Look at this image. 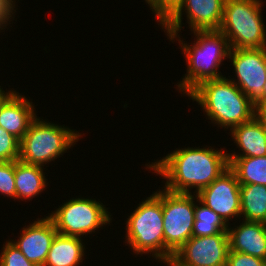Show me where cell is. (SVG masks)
Returning <instances> with one entry per match:
<instances>
[{"label":"cell","mask_w":266,"mask_h":266,"mask_svg":"<svg viewBox=\"0 0 266 266\" xmlns=\"http://www.w3.org/2000/svg\"><path fill=\"white\" fill-rule=\"evenodd\" d=\"M227 152L214 146L181 147L145 166L166 179L163 188L167 191L191 194L195 188L197 194L229 167Z\"/></svg>","instance_id":"1"},{"label":"cell","mask_w":266,"mask_h":266,"mask_svg":"<svg viewBox=\"0 0 266 266\" xmlns=\"http://www.w3.org/2000/svg\"><path fill=\"white\" fill-rule=\"evenodd\" d=\"M194 42L185 43L181 34H167L172 43L178 41L186 58L187 70L177 84L178 92L186 96L199 84L207 80L224 77L219 71L222 62L228 59L230 47L227 38L219 30L193 31ZM196 38V39H195Z\"/></svg>","instance_id":"2"},{"label":"cell","mask_w":266,"mask_h":266,"mask_svg":"<svg viewBox=\"0 0 266 266\" xmlns=\"http://www.w3.org/2000/svg\"><path fill=\"white\" fill-rule=\"evenodd\" d=\"M228 77L204 81L187 97L200 105L213 125L231 130L258 113L254 102Z\"/></svg>","instance_id":"3"},{"label":"cell","mask_w":266,"mask_h":266,"mask_svg":"<svg viewBox=\"0 0 266 266\" xmlns=\"http://www.w3.org/2000/svg\"><path fill=\"white\" fill-rule=\"evenodd\" d=\"M125 224L124 243L129 245L133 254H150L159 263L165 262L162 189L140 202Z\"/></svg>","instance_id":"4"},{"label":"cell","mask_w":266,"mask_h":266,"mask_svg":"<svg viewBox=\"0 0 266 266\" xmlns=\"http://www.w3.org/2000/svg\"><path fill=\"white\" fill-rule=\"evenodd\" d=\"M80 137L77 130L36 117L20 140L19 160L44 167L73 148Z\"/></svg>","instance_id":"5"},{"label":"cell","mask_w":266,"mask_h":266,"mask_svg":"<svg viewBox=\"0 0 266 266\" xmlns=\"http://www.w3.org/2000/svg\"><path fill=\"white\" fill-rule=\"evenodd\" d=\"M263 0H225L219 31L227 38L230 49L266 47Z\"/></svg>","instance_id":"6"},{"label":"cell","mask_w":266,"mask_h":266,"mask_svg":"<svg viewBox=\"0 0 266 266\" xmlns=\"http://www.w3.org/2000/svg\"><path fill=\"white\" fill-rule=\"evenodd\" d=\"M63 204V205H62ZM48 213L58 234L84 238L112 222L108 207L96 198H71ZM96 230V231H95Z\"/></svg>","instance_id":"7"},{"label":"cell","mask_w":266,"mask_h":266,"mask_svg":"<svg viewBox=\"0 0 266 266\" xmlns=\"http://www.w3.org/2000/svg\"><path fill=\"white\" fill-rule=\"evenodd\" d=\"M195 201V193H173L162 188L165 261L193 236Z\"/></svg>","instance_id":"8"},{"label":"cell","mask_w":266,"mask_h":266,"mask_svg":"<svg viewBox=\"0 0 266 266\" xmlns=\"http://www.w3.org/2000/svg\"><path fill=\"white\" fill-rule=\"evenodd\" d=\"M224 3L225 0H183L160 26L166 34H179L183 28L182 15H186L191 32L219 30Z\"/></svg>","instance_id":"9"},{"label":"cell","mask_w":266,"mask_h":266,"mask_svg":"<svg viewBox=\"0 0 266 266\" xmlns=\"http://www.w3.org/2000/svg\"><path fill=\"white\" fill-rule=\"evenodd\" d=\"M228 59L236 74L230 80L254 102L266 83V47L230 49Z\"/></svg>","instance_id":"10"},{"label":"cell","mask_w":266,"mask_h":266,"mask_svg":"<svg viewBox=\"0 0 266 266\" xmlns=\"http://www.w3.org/2000/svg\"><path fill=\"white\" fill-rule=\"evenodd\" d=\"M198 199L217 213L229 225V220L241 222L240 184L234 171L228 167L211 184L197 193Z\"/></svg>","instance_id":"11"},{"label":"cell","mask_w":266,"mask_h":266,"mask_svg":"<svg viewBox=\"0 0 266 266\" xmlns=\"http://www.w3.org/2000/svg\"><path fill=\"white\" fill-rule=\"evenodd\" d=\"M229 251L228 232H219L192 236L172 258L181 266H226Z\"/></svg>","instance_id":"12"},{"label":"cell","mask_w":266,"mask_h":266,"mask_svg":"<svg viewBox=\"0 0 266 266\" xmlns=\"http://www.w3.org/2000/svg\"><path fill=\"white\" fill-rule=\"evenodd\" d=\"M36 220L27 226H23L20 236L17 237L18 240H9L22 252L28 261L38 266H44L52 242L58 232L53 221L48 216L37 218Z\"/></svg>","instance_id":"13"},{"label":"cell","mask_w":266,"mask_h":266,"mask_svg":"<svg viewBox=\"0 0 266 266\" xmlns=\"http://www.w3.org/2000/svg\"><path fill=\"white\" fill-rule=\"evenodd\" d=\"M230 136L238 151H230L227 157H263L266 156V123L256 114L251 120L230 130ZM234 139V140H233ZM232 152V153H231Z\"/></svg>","instance_id":"14"},{"label":"cell","mask_w":266,"mask_h":266,"mask_svg":"<svg viewBox=\"0 0 266 266\" xmlns=\"http://www.w3.org/2000/svg\"><path fill=\"white\" fill-rule=\"evenodd\" d=\"M231 225L227 229L230 251L266 258V223L243 220L239 226Z\"/></svg>","instance_id":"15"},{"label":"cell","mask_w":266,"mask_h":266,"mask_svg":"<svg viewBox=\"0 0 266 266\" xmlns=\"http://www.w3.org/2000/svg\"><path fill=\"white\" fill-rule=\"evenodd\" d=\"M32 99L15 92L0 110V127L21 140L37 117Z\"/></svg>","instance_id":"16"},{"label":"cell","mask_w":266,"mask_h":266,"mask_svg":"<svg viewBox=\"0 0 266 266\" xmlns=\"http://www.w3.org/2000/svg\"><path fill=\"white\" fill-rule=\"evenodd\" d=\"M46 168L40 165L27 164L20 160L15 161L16 199L19 201L33 200L45 191L49 185L46 179ZM47 180V181H46Z\"/></svg>","instance_id":"17"},{"label":"cell","mask_w":266,"mask_h":266,"mask_svg":"<svg viewBox=\"0 0 266 266\" xmlns=\"http://www.w3.org/2000/svg\"><path fill=\"white\" fill-rule=\"evenodd\" d=\"M83 238L57 234L44 266H79L85 256Z\"/></svg>","instance_id":"18"},{"label":"cell","mask_w":266,"mask_h":266,"mask_svg":"<svg viewBox=\"0 0 266 266\" xmlns=\"http://www.w3.org/2000/svg\"><path fill=\"white\" fill-rule=\"evenodd\" d=\"M240 198L242 220L266 223L265 185H240Z\"/></svg>","instance_id":"19"},{"label":"cell","mask_w":266,"mask_h":266,"mask_svg":"<svg viewBox=\"0 0 266 266\" xmlns=\"http://www.w3.org/2000/svg\"><path fill=\"white\" fill-rule=\"evenodd\" d=\"M228 162L240 185L259 184L266 186V156L228 157Z\"/></svg>","instance_id":"20"},{"label":"cell","mask_w":266,"mask_h":266,"mask_svg":"<svg viewBox=\"0 0 266 266\" xmlns=\"http://www.w3.org/2000/svg\"><path fill=\"white\" fill-rule=\"evenodd\" d=\"M228 225L213 210L203 204L196 194L193 236L203 237L227 232Z\"/></svg>","instance_id":"21"},{"label":"cell","mask_w":266,"mask_h":266,"mask_svg":"<svg viewBox=\"0 0 266 266\" xmlns=\"http://www.w3.org/2000/svg\"><path fill=\"white\" fill-rule=\"evenodd\" d=\"M20 156V140L0 127V162L17 161Z\"/></svg>","instance_id":"22"},{"label":"cell","mask_w":266,"mask_h":266,"mask_svg":"<svg viewBox=\"0 0 266 266\" xmlns=\"http://www.w3.org/2000/svg\"><path fill=\"white\" fill-rule=\"evenodd\" d=\"M0 193L16 200L15 161L0 162Z\"/></svg>","instance_id":"23"},{"label":"cell","mask_w":266,"mask_h":266,"mask_svg":"<svg viewBox=\"0 0 266 266\" xmlns=\"http://www.w3.org/2000/svg\"><path fill=\"white\" fill-rule=\"evenodd\" d=\"M0 251V266H38L28 261L10 240L4 242L2 250Z\"/></svg>","instance_id":"24"},{"label":"cell","mask_w":266,"mask_h":266,"mask_svg":"<svg viewBox=\"0 0 266 266\" xmlns=\"http://www.w3.org/2000/svg\"><path fill=\"white\" fill-rule=\"evenodd\" d=\"M226 266H265V261L246 253L229 251Z\"/></svg>","instance_id":"25"},{"label":"cell","mask_w":266,"mask_h":266,"mask_svg":"<svg viewBox=\"0 0 266 266\" xmlns=\"http://www.w3.org/2000/svg\"><path fill=\"white\" fill-rule=\"evenodd\" d=\"M16 1L17 0H0V33L7 28L6 26L11 23L13 24V20H15V15H17L15 14L17 12Z\"/></svg>","instance_id":"26"},{"label":"cell","mask_w":266,"mask_h":266,"mask_svg":"<svg viewBox=\"0 0 266 266\" xmlns=\"http://www.w3.org/2000/svg\"><path fill=\"white\" fill-rule=\"evenodd\" d=\"M254 105L257 113H259L263 108L266 107V83L261 95L254 101Z\"/></svg>","instance_id":"27"},{"label":"cell","mask_w":266,"mask_h":266,"mask_svg":"<svg viewBox=\"0 0 266 266\" xmlns=\"http://www.w3.org/2000/svg\"><path fill=\"white\" fill-rule=\"evenodd\" d=\"M2 86H0V110L2 108V106L4 105V103L16 92V90H3V88H1Z\"/></svg>","instance_id":"28"},{"label":"cell","mask_w":266,"mask_h":266,"mask_svg":"<svg viewBox=\"0 0 266 266\" xmlns=\"http://www.w3.org/2000/svg\"><path fill=\"white\" fill-rule=\"evenodd\" d=\"M163 263L167 264V266H181L173 258H171L170 260L165 261Z\"/></svg>","instance_id":"29"},{"label":"cell","mask_w":266,"mask_h":266,"mask_svg":"<svg viewBox=\"0 0 266 266\" xmlns=\"http://www.w3.org/2000/svg\"><path fill=\"white\" fill-rule=\"evenodd\" d=\"M258 114L264 119L266 123V107L263 108Z\"/></svg>","instance_id":"30"}]
</instances>
